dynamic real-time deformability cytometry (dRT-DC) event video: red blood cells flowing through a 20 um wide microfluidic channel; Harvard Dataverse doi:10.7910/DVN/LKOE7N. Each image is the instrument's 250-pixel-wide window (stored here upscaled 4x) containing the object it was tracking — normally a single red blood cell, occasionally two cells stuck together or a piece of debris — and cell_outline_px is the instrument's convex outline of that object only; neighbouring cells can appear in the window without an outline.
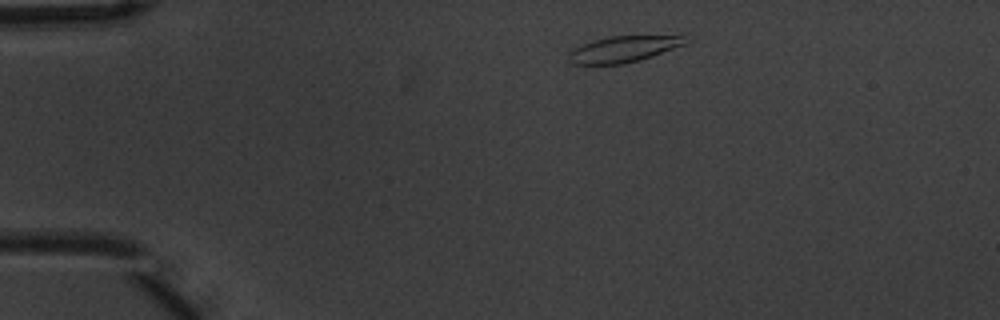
{"species": "common noctule bat (a hibernating species)", "species_latin": "Nyctalus noctula", "temperature_condition": "warm", "stored_images_in_passage": 2, "camera_frame_rate_fps": 3000, "um_per_image_px": 0.085, "animal": {"sex": "male", "body_mass_g": 20.1, "forearm_length_mm": 53.5}, "frame": {"image": 1, "passage_image": 1, "time_ms": 0.0, "image_size_px": [1000, 320], "cell_outline_px": [[684, 44], [652, 56], [640, 60], [620, 64], [572, 64], [568, 60], [568, 56], [572, 48], [592, 40], [612, 36], [680, 36]], "centroid_in_image_um": [52.85, 4.19], "position_along_channel_um": 32.1, "area_um2": 17.34}}